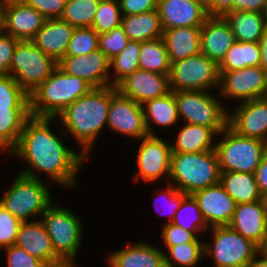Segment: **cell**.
Wrapping results in <instances>:
<instances>
[{
    "label": "cell",
    "instance_id": "1",
    "mask_svg": "<svg viewBox=\"0 0 267 267\" xmlns=\"http://www.w3.org/2000/svg\"><path fill=\"white\" fill-rule=\"evenodd\" d=\"M53 119L56 118L31 115L24 124L17 146L10 153L29 165L18 173L41 179L36 173L45 172L51 181L60 186L78 187L76 176L88 158L64 145L61 140L66 136L63 128L60 138L49 126Z\"/></svg>",
    "mask_w": 267,
    "mask_h": 267
},
{
    "label": "cell",
    "instance_id": "2",
    "mask_svg": "<svg viewBox=\"0 0 267 267\" xmlns=\"http://www.w3.org/2000/svg\"><path fill=\"white\" fill-rule=\"evenodd\" d=\"M117 92L115 86L93 88L56 117L60 118L64 126L63 132L75 138L76 143L81 146V153L87 158L94 148L95 139L102 133L104 126H107L111 98Z\"/></svg>",
    "mask_w": 267,
    "mask_h": 267
},
{
    "label": "cell",
    "instance_id": "3",
    "mask_svg": "<svg viewBox=\"0 0 267 267\" xmlns=\"http://www.w3.org/2000/svg\"><path fill=\"white\" fill-rule=\"evenodd\" d=\"M92 89L85 80L66 73L57 65L50 77L29 95L30 114L35 117H57Z\"/></svg>",
    "mask_w": 267,
    "mask_h": 267
},
{
    "label": "cell",
    "instance_id": "4",
    "mask_svg": "<svg viewBox=\"0 0 267 267\" xmlns=\"http://www.w3.org/2000/svg\"><path fill=\"white\" fill-rule=\"evenodd\" d=\"M220 168L215 150L172 152L169 184L186 195L219 183Z\"/></svg>",
    "mask_w": 267,
    "mask_h": 267
},
{
    "label": "cell",
    "instance_id": "5",
    "mask_svg": "<svg viewBox=\"0 0 267 267\" xmlns=\"http://www.w3.org/2000/svg\"><path fill=\"white\" fill-rule=\"evenodd\" d=\"M222 139L215 145L220 172H246L254 174L267 152V142L237 134L229 126L222 130Z\"/></svg>",
    "mask_w": 267,
    "mask_h": 267
},
{
    "label": "cell",
    "instance_id": "6",
    "mask_svg": "<svg viewBox=\"0 0 267 267\" xmlns=\"http://www.w3.org/2000/svg\"><path fill=\"white\" fill-rule=\"evenodd\" d=\"M52 194L41 179L17 174L8 191L0 199V203L12 215L21 221L37 220L52 203ZM35 217V218H34Z\"/></svg>",
    "mask_w": 267,
    "mask_h": 267
},
{
    "label": "cell",
    "instance_id": "7",
    "mask_svg": "<svg viewBox=\"0 0 267 267\" xmlns=\"http://www.w3.org/2000/svg\"><path fill=\"white\" fill-rule=\"evenodd\" d=\"M179 120L212 128L219 133L228 126V111L220 97L211 91L191 90L174 92Z\"/></svg>",
    "mask_w": 267,
    "mask_h": 267
},
{
    "label": "cell",
    "instance_id": "8",
    "mask_svg": "<svg viewBox=\"0 0 267 267\" xmlns=\"http://www.w3.org/2000/svg\"><path fill=\"white\" fill-rule=\"evenodd\" d=\"M49 235L55 254L62 261H72L77 258L82 246L83 224L76 214L53 202L41 216Z\"/></svg>",
    "mask_w": 267,
    "mask_h": 267
},
{
    "label": "cell",
    "instance_id": "9",
    "mask_svg": "<svg viewBox=\"0 0 267 267\" xmlns=\"http://www.w3.org/2000/svg\"><path fill=\"white\" fill-rule=\"evenodd\" d=\"M56 66L32 41H20L12 55L9 75L30 95L50 77Z\"/></svg>",
    "mask_w": 267,
    "mask_h": 267
},
{
    "label": "cell",
    "instance_id": "10",
    "mask_svg": "<svg viewBox=\"0 0 267 267\" xmlns=\"http://www.w3.org/2000/svg\"><path fill=\"white\" fill-rule=\"evenodd\" d=\"M213 243L204 244V255L213 259L214 267H246L259 253V246L229 226L210 228Z\"/></svg>",
    "mask_w": 267,
    "mask_h": 267
},
{
    "label": "cell",
    "instance_id": "11",
    "mask_svg": "<svg viewBox=\"0 0 267 267\" xmlns=\"http://www.w3.org/2000/svg\"><path fill=\"white\" fill-rule=\"evenodd\" d=\"M171 91H213L219 89V65L199 53L184 60L171 64L170 74ZM213 89V90H211Z\"/></svg>",
    "mask_w": 267,
    "mask_h": 267
},
{
    "label": "cell",
    "instance_id": "12",
    "mask_svg": "<svg viewBox=\"0 0 267 267\" xmlns=\"http://www.w3.org/2000/svg\"><path fill=\"white\" fill-rule=\"evenodd\" d=\"M217 91L219 97L240 100V103L267 97V73L260 66L220 72Z\"/></svg>",
    "mask_w": 267,
    "mask_h": 267
},
{
    "label": "cell",
    "instance_id": "13",
    "mask_svg": "<svg viewBox=\"0 0 267 267\" xmlns=\"http://www.w3.org/2000/svg\"><path fill=\"white\" fill-rule=\"evenodd\" d=\"M140 141L136 158L138 169L132 179L133 182H138L139 179L145 182H156L162 178V175H166L169 182L172 157L171 143L156 135H149Z\"/></svg>",
    "mask_w": 267,
    "mask_h": 267
},
{
    "label": "cell",
    "instance_id": "14",
    "mask_svg": "<svg viewBox=\"0 0 267 267\" xmlns=\"http://www.w3.org/2000/svg\"><path fill=\"white\" fill-rule=\"evenodd\" d=\"M107 128L138 140L149 136L142 105L119 91L111 98Z\"/></svg>",
    "mask_w": 267,
    "mask_h": 267
},
{
    "label": "cell",
    "instance_id": "15",
    "mask_svg": "<svg viewBox=\"0 0 267 267\" xmlns=\"http://www.w3.org/2000/svg\"><path fill=\"white\" fill-rule=\"evenodd\" d=\"M57 65L66 73L85 80L93 88L110 86V60L99 48L89 55L64 56Z\"/></svg>",
    "mask_w": 267,
    "mask_h": 267
},
{
    "label": "cell",
    "instance_id": "16",
    "mask_svg": "<svg viewBox=\"0 0 267 267\" xmlns=\"http://www.w3.org/2000/svg\"><path fill=\"white\" fill-rule=\"evenodd\" d=\"M228 126L241 136L267 142V97L239 103L228 112Z\"/></svg>",
    "mask_w": 267,
    "mask_h": 267
},
{
    "label": "cell",
    "instance_id": "17",
    "mask_svg": "<svg viewBox=\"0 0 267 267\" xmlns=\"http://www.w3.org/2000/svg\"><path fill=\"white\" fill-rule=\"evenodd\" d=\"M116 87L123 96L140 105L171 92L169 75L141 69L128 75Z\"/></svg>",
    "mask_w": 267,
    "mask_h": 267
},
{
    "label": "cell",
    "instance_id": "18",
    "mask_svg": "<svg viewBox=\"0 0 267 267\" xmlns=\"http://www.w3.org/2000/svg\"><path fill=\"white\" fill-rule=\"evenodd\" d=\"M192 196L209 228L229 225L237 204L220 183L198 190Z\"/></svg>",
    "mask_w": 267,
    "mask_h": 267
},
{
    "label": "cell",
    "instance_id": "19",
    "mask_svg": "<svg viewBox=\"0 0 267 267\" xmlns=\"http://www.w3.org/2000/svg\"><path fill=\"white\" fill-rule=\"evenodd\" d=\"M45 20L41 13L25 2L3 3L4 32L19 41H32Z\"/></svg>",
    "mask_w": 267,
    "mask_h": 267
},
{
    "label": "cell",
    "instance_id": "20",
    "mask_svg": "<svg viewBox=\"0 0 267 267\" xmlns=\"http://www.w3.org/2000/svg\"><path fill=\"white\" fill-rule=\"evenodd\" d=\"M163 29L202 26L208 17L205 1L158 0Z\"/></svg>",
    "mask_w": 267,
    "mask_h": 267
},
{
    "label": "cell",
    "instance_id": "21",
    "mask_svg": "<svg viewBox=\"0 0 267 267\" xmlns=\"http://www.w3.org/2000/svg\"><path fill=\"white\" fill-rule=\"evenodd\" d=\"M15 245L43 261L46 265L62 261L55 254L52 241L41 219L22 221Z\"/></svg>",
    "mask_w": 267,
    "mask_h": 267
},
{
    "label": "cell",
    "instance_id": "22",
    "mask_svg": "<svg viewBox=\"0 0 267 267\" xmlns=\"http://www.w3.org/2000/svg\"><path fill=\"white\" fill-rule=\"evenodd\" d=\"M236 42L235 36L223 16H208L201 29V53L218 65Z\"/></svg>",
    "mask_w": 267,
    "mask_h": 267
},
{
    "label": "cell",
    "instance_id": "23",
    "mask_svg": "<svg viewBox=\"0 0 267 267\" xmlns=\"http://www.w3.org/2000/svg\"><path fill=\"white\" fill-rule=\"evenodd\" d=\"M228 226L260 246L267 233V214L261 201L237 204Z\"/></svg>",
    "mask_w": 267,
    "mask_h": 267
},
{
    "label": "cell",
    "instance_id": "24",
    "mask_svg": "<svg viewBox=\"0 0 267 267\" xmlns=\"http://www.w3.org/2000/svg\"><path fill=\"white\" fill-rule=\"evenodd\" d=\"M75 28L61 19L45 20L32 42L58 63L65 55Z\"/></svg>",
    "mask_w": 267,
    "mask_h": 267
},
{
    "label": "cell",
    "instance_id": "25",
    "mask_svg": "<svg viewBox=\"0 0 267 267\" xmlns=\"http://www.w3.org/2000/svg\"><path fill=\"white\" fill-rule=\"evenodd\" d=\"M110 267H165L164 252L147 242H137L108 254Z\"/></svg>",
    "mask_w": 267,
    "mask_h": 267
},
{
    "label": "cell",
    "instance_id": "26",
    "mask_svg": "<svg viewBox=\"0 0 267 267\" xmlns=\"http://www.w3.org/2000/svg\"><path fill=\"white\" fill-rule=\"evenodd\" d=\"M201 29L202 26H187L164 30L171 64L201 53Z\"/></svg>",
    "mask_w": 267,
    "mask_h": 267
},
{
    "label": "cell",
    "instance_id": "27",
    "mask_svg": "<svg viewBox=\"0 0 267 267\" xmlns=\"http://www.w3.org/2000/svg\"><path fill=\"white\" fill-rule=\"evenodd\" d=\"M121 26L129 40L144 42L163 37L158 9L145 13L122 15Z\"/></svg>",
    "mask_w": 267,
    "mask_h": 267
},
{
    "label": "cell",
    "instance_id": "28",
    "mask_svg": "<svg viewBox=\"0 0 267 267\" xmlns=\"http://www.w3.org/2000/svg\"><path fill=\"white\" fill-rule=\"evenodd\" d=\"M223 18L228 22L237 42L258 43L266 28L263 13L230 10Z\"/></svg>",
    "mask_w": 267,
    "mask_h": 267
},
{
    "label": "cell",
    "instance_id": "29",
    "mask_svg": "<svg viewBox=\"0 0 267 267\" xmlns=\"http://www.w3.org/2000/svg\"><path fill=\"white\" fill-rule=\"evenodd\" d=\"M177 134L172 152L197 153L215 150L214 137L218 134L212 129L201 125L186 123Z\"/></svg>",
    "mask_w": 267,
    "mask_h": 267
},
{
    "label": "cell",
    "instance_id": "30",
    "mask_svg": "<svg viewBox=\"0 0 267 267\" xmlns=\"http://www.w3.org/2000/svg\"><path fill=\"white\" fill-rule=\"evenodd\" d=\"M145 117V124L150 136H155L156 133L152 130L153 124L164 127H174L173 125L179 122L177 103L174 96V91L168 94L147 101L142 105Z\"/></svg>",
    "mask_w": 267,
    "mask_h": 267
},
{
    "label": "cell",
    "instance_id": "31",
    "mask_svg": "<svg viewBox=\"0 0 267 267\" xmlns=\"http://www.w3.org/2000/svg\"><path fill=\"white\" fill-rule=\"evenodd\" d=\"M219 183L234 199L236 204L260 200V192L255 175L246 172H220Z\"/></svg>",
    "mask_w": 267,
    "mask_h": 267
},
{
    "label": "cell",
    "instance_id": "32",
    "mask_svg": "<svg viewBox=\"0 0 267 267\" xmlns=\"http://www.w3.org/2000/svg\"><path fill=\"white\" fill-rule=\"evenodd\" d=\"M30 108L0 107V150L11 152L18 144Z\"/></svg>",
    "mask_w": 267,
    "mask_h": 267
},
{
    "label": "cell",
    "instance_id": "33",
    "mask_svg": "<svg viewBox=\"0 0 267 267\" xmlns=\"http://www.w3.org/2000/svg\"><path fill=\"white\" fill-rule=\"evenodd\" d=\"M261 52L258 43L235 42L219 64V72L260 66Z\"/></svg>",
    "mask_w": 267,
    "mask_h": 267
},
{
    "label": "cell",
    "instance_id": "34",
    "mask_svg": "<svg viewBox=\"0 0 267 267\" xmlns=\"http://www.w3.org/2000/svg\"><path fill=\"white\" fill-rule=\"evenodd\" d=\"M139 69L170 74L171 63L163 37L141 42Z\"/></svg>",
    "mask_w": 267,
    "mask_h": 267
},
{
    "label": "cell",
    "instance_id": "35",
    "mask_svg": "<svg viewBox=\"0 0 267 267\" xmlns=\"http://www.w3.org/2000/svg\"><path fill=\"white\" fill-rule=\"evenodd\" d=\"M204 244L196 237L192 242L166 246L168 251H163L165 267H196L204 257Z\"/></svg>",
    "mask_w": 267,
    "mask_h": 267
},
{
    "label": "cell",
    "instance_id": "36",
    "mask_svg": "<svg viewBox=\"0 0 267 267\" xmlns=\"http://www.w3.org/2000/svg\"><path fill=\"white\" fill-rule=\"evenodd\" d=\"M140 49L141 42L129 40L125 49L110 60V86L116 87L128 75L139 69Z\"/></svg>",
    "mask_w": 267,
    "mask_h": 267
},
{
    "label": "cell",
    "instance_id": "37",
    "mask_svg": "<svg viewBox=\"0 0 267 267\" xmlns=\"http://www.w3.org/2000/svg\"><path fill=\"white\" fill-rule=\"evenodd\" d=\"M172 223L192 232L196 237H199L197 232H201L205 229L207 230L208 228L198 203L192 195H187L182 200Z\"/></svg>",
    "mask_w": 267,
    "mask_h": 267
},
{
    "label": "cell",
    "instance_id": "38",
    "mask_svg": "<svg viewBox=\"0 0 267 267\" xmlns=\"http://www.w3.org/2000/svg\"><path fill=\"white\" fill-rule=\"evenodd\" d=\"M100 0H67L61 20L74 28L91 27Z\"/></svg>",
    "mask_w": 267,
    "mask_h": 267
},
{
    "label": "cell",
    "instance_id": "39",
    "mask_svg": "<svg viewBox=\"0 0 267 267\" xmlns=\"http://www.w3.org/2000/svg\"><path fill=\"white\" fill-rule=\"evenodd\" d=\"M0 107L30 108L29 95L10 75L0 76Z\"/></svg>",
    "mask_w": 267,
    "mask_h": 267
},
{
    "label": "cell",
    "instance_id": "40",
    "mask_svg": "<svg viewBox=\"0 0 267 267\" xmlns=\"http://www.w3.org/2000/svg\"><path fill=\"white\" fill-rule=\"evenodd\" d=\"M121 20L122 13L119 3L100 0L91 27L98 34H102L120 26Z\"/></svg>",
    "mask_w": 267,
    "mask_h": 267
},
{
    "label": "cell",
    "instance_id": "41",
    "mask_svg": "<svg viewBox=\"0 0 267 267\" xmlns=\"http://www.w3.org/2000/svg\"><path fill=\"white\" fill-rule=\"evenodd\" d=\"M98 44L99 34L92 27L75 28L65 56L89 55Z\"/></svg>",
    "mask_w": 267,
    "mask_h": 267
},
{
    "label": "cell",
    "instance_id": "42",
    "mask_svg": "<svg viewBox=\"0 0 267 267\" xmlns=\"http://www.w3.org/2000/svg\"><path fill=\"white\" fill-rule=\"evenodd\" d=\"M128 42L129 38L120 25L109 32L99 34L98 48L111 60L125 49Z\"/></svg>",
    "mask_w": 267,
    "mask_h": 267
},
{
    "label": "cell",
    "instance_id": "43",
    "mask_svg": "<svg viewBox=\"0 0 267 267\" xmlns=\"http://www.w3.org/2000/svg\"><path fill=\"white\" fill-rule=\"evenodd\" d=\"M22 221L0 203V249L14 245Z\"/></svg>",
    "mask_w": 267,
    "mask_h": 267
},
{
    "label": "cell",
    "instance_id": "44",
    "mask_svg": "<svg viewBox=\"0 0 267 267\" xmlns=\"http://www.w3.org/2000/svg\"><path fill=\"white\" fill-rule=\"evenodd\" d=\"M6 255L7 267H45L46 264L30 255L24 249L14 245L3 249Z\"/></svg>",
    "mask_w": 267,
    "mask_h": 267
},
{
    "label": "cell",
    "instance_id": "45",
    "mask_svg": "<svg viewBox=\"0 0 267 267\" xmlns=\"http://www.w3.org/2000/svg\"><path fill=\"white\" fill-rule=\"evenodd\" d=\"M161 235L166 246H175L192 242L196 238L192 232L173 223L163 224Z\"/></svg>",
    "mask_w": 267,
    "mask_h": 267
},
{
    "label": "cell",
    "instance_id": "46",
    "mask_svg": "<svg viewBox=\"0 0 267 267\" xmlns=\"http://www.w3.org/2000/svg\"><path fill=\"white\" fill-rule=\"evenodd\" d=\"M67 0H26L28 6L35 8L46 20L60 19Z\"/></svg>",
    "mask_w": 267,
    "mask_h": 267
},
{
    "label": "cell",
    "instance_id": "47",
    "mask_svg": "<svg viewBox=\"0 0 267 267\" xmlns=\"http://www.w3.org/2000/svg\"><path fill=\"white\" fill-rule=\"evenodd\" d=\"M19 42L4 31L0 33V76L9 75L12 55Z\"/></svg>",
    "mask_w": 267,
    "mask_h": 267
},
{
    "label": "cell",
    "instance_id": "48",
    "mask_svg": "<svg viewBox=\"0 0 267 267\" xmlns=\"http://www.w3.org/2000/svg\"><path fill=\"white\" fill-rule=\"evenodd\" d=\"M122 15H133L158 9V0H120Z\"/></svg>",
    "mask_w": 267,
    "mask_h": 267
},
{
    "label": "cell",
    "instance_id": "49",
    "mask_svg": "<svg viewBox=\"0 0 267 267\" xmlns=\"http://www.w3.org/2000/svg\"><path fill=\"white\" fill-rule=\"evenodd\" d=\"M160 195H163L164 200H165V197H166V200H165L166 203L165 204H167L166 205L167 207L169 206L168 210L170 211V212L168 211L169 214H167L168 216L170 215L167 223H172L177 209L180 207V204H181L182 200L187 195L185 193L181 192L180 190H178L172 184H169L168 186H165L163 192L158 194V197Z\"/></svg>",
    "mask_w": 267,
    "mask_h": 267
},
{
    "label": "cell",
    "instance_id": "50",
    "mask_svg": "<svg viewBox=\"0 0 267 267\" xmlns=\"http://www.w3.org/2000/svg\"><path fill=\"white\" fill-rule=\"evenodd\" d=\"M205 8L208 16H223L233 10V0H205Z\"/></svg>",
    "mask_w": 267,
    "mask_h": 267
},
{
    "label": "cell",
    "instance_id": "51",
    "mask_svg": "<svg viewBox=\"0 0 267 267\" xmlns=\"http://www.w3.org/2000/svg\"><path fill=\"white\" fill-rule=\"evenodd\" d=\"M267 7V0H233V10L263 13Z\"/></svg>",
    "mask_w": 267,
    "mask_h": 267
},
{
    "label": "cell",
    "instance_id": "52",
    "mask_svg": "<svg viewBox=\"0 0 267 267\" xmlns=\"http://www.w3.org/2000/svg\"><path fill=\"white\" fill-rule=\"evenodd\" d=\"M254 175L260 194L267 192V152L263 155Z\"/></svg>",
    "mask_w": 267,
    "mask_h": 267
},
{
    "label": "cell",
    "instance_id": "53",
    "mask_svg": "<svg viewBox=\"0 0 267 267\" xmlns=\"http://www.w3.org/2000/svg\"><path fill=\"white\" fill-rule=\"evenodd\" d=\"M258 44L261 52L260 67L267 73V27L258 41Z\"/></svg>",
    "mask_w": 267,
    "mask_h": 267
},
{
    "label": "cell",
    "instance_id": "54",
    "mask_svg": "<svg viewBox=\"0 0 267 267\" xmlns=\"http://www.w3.org/2000/svg\"><path fill=\"white\" fill-rule=\"evenodd\" d=\"M246 267H267V258L258 253Z\"/></svg>",
    "mask_w": 267,
    "mask_h": 267
},
{
    "label": "cell",
    "instance_id": "55",
    "mask_svg": "<svg viewBox=\"0 0 267 267\" xmlns=\"http://www.w3.org/2000/svg\"><path fill=\"white\" fill-rule=\"evenodd\" d=\"M45 267H77L75 262L72 261H60L54 264H48Z\"/></svg>",
    "mask_w": 267,
    "mask_h": 267
},
{
    "label": "cell",
    "instance_id": "56",
    "mask_svg": "<svg viewBox=\"0 0 267 267\" xmlns=\"http://www.w3.org/2000/svg\"><path fill=\"white\" fill-rule=\"evenodd\" d=\"M259 253L267 258V233L262 244L259 246Z\"/></svg>",
    "mask_w": 267,
    "mask_h": 267
},
{
    "label": "cell",
    "instance_id": "57",
    "mask_svg": "<svg viewBox=\"0 0 267 267\" xmlns=\"http://www.w3.org/2000/svg\"><path fill=\"white\" fill-rule=\"evenodd\" d=\"M260 201L265 213L267 214V192L261 193Z\"/></svg>",
    "mask_w": 267,
    "mask_h": 267
},
{
    "label": "cell",
    "instance_id": "58",
    "mask_svg": "<svg viewBox=\"0 0 267 267\" xmlns=\"http://www.w3.org/2000/svg\"><path fill=\"white\" fill-rule=\"evenodd\" d=\"M4 31L3 23V3L0 1V33Z\"/></svg>",
    "mask_w": 267,
    "mask_h": 267
},
{
    "label": "cell",
    "instance_id": "59",
    "mask_svg": "<svg viewBox=\"0 0 267 267\" xmlns=\"http://www.w3.org/2000/svg\"><path fill=\"white\" fill-rule=\"evenodd\" d=\"M2 3H21L25 2L26 0H0Z\"/></svg>",
    "mask_w": 267,
    "mask_h": 267
},
{
    "label": "cell",
    "instance_id": "60",
    "mask_svg": "<svg viewBox=\"0 0 267 267\" xmlns=\"http://www.w3.org/2000/svg\"><path fill=\"white\" fill-rule=\"evenodd\" d=\"M264 17H265V22H266V27H267V7H266V10L264 12Z\"/></svg>",
    "mask_w": 267,
    "mask_h": 267
},
{
    "label": "cell",
    "instance_id": "61",
    "mask_svg": "<svg viewBox=\"0 0 267 267\" xmlns=\"http://www.w3.org/2000/svg\"><path fill=\"white\" fill-rule=\"evenodd\" d=\"M103 1H110V2H116V3L120 2V0H103Z\"/></svg>",
    "mask_w": 267,
    "mask_h": 267
}]
</instances>
